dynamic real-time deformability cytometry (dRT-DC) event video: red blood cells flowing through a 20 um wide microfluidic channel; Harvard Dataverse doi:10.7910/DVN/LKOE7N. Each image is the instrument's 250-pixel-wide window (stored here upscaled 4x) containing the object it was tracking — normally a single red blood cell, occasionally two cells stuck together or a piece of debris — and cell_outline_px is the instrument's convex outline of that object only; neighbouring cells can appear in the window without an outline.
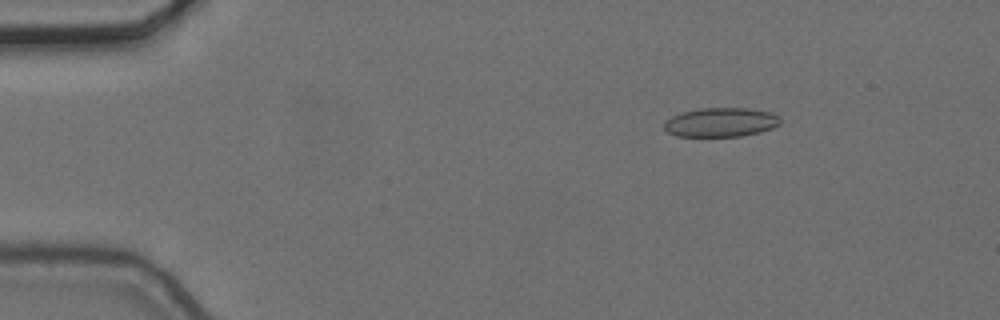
{"species": "common noctule bat (a hibernating species)", "species_latin": "Nyctalus noctula", "temperature_condition": "cold", "stored_images_in_passage": 4, "camera_frame_rate_fps": 3000, "um_per_image_px": 0.085, "animal": {"sex": "female", "body_mass_g": 24.6, "forearm_length_mm": 56.2}, "frame": {"image": 1, "passage_image": 3, "time_ms": 0.667, "image_size_px": [1000, 320], "cell_outline_px": [[780, 124], [772, 128], [760, 132], [740, 136], [676, 136], [668, 132], [664, 128], [664, 120], [672, 116], [684, 112], [700, 108], [744, 108], [768, 112], [780, 116]], "centroid_in_image_um": [61.26, 10.4], "position_along_channel_um": 23.7, "area_um2": 19.59}}